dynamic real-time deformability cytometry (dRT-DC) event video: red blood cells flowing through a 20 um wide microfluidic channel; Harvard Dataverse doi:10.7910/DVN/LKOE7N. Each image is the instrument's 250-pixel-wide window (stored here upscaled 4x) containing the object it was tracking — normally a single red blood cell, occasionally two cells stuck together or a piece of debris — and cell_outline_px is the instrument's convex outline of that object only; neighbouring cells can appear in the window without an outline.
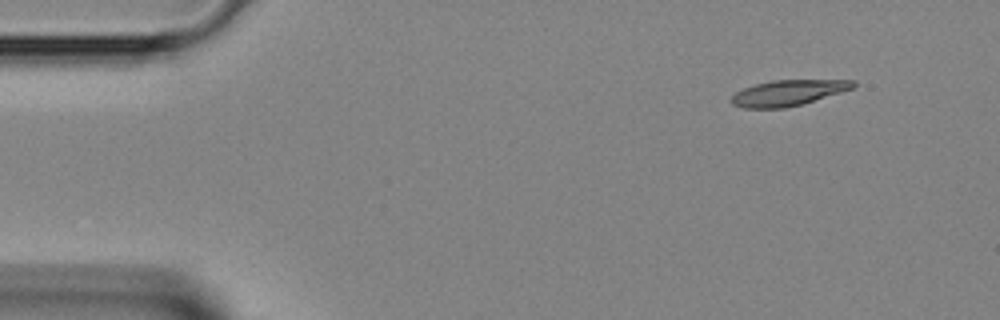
{"species": "Egyptian fruit bat (a non-hibernating species)", "species_latin": "Rousettus aegyptiacus", "temperature_condition": "room temperature", "stored_images_in_passage": 37, "camera_frame_rate_fps": 3000, "um_per_image_px": 0.085, "animal": {"sex": "female"}, "frame": {"image": 1, "passage_image": 1, "time_ms": 0.0, "image_size_px": [1000, 320], "cell_outline_px": [[856, 88], [804, 104], [784, 108], [744, 108], [732, 104], [728, 100], [736, 92], [744, 88], [756, 84], [772, 80], [856, 80]], "centroid_in_image_um": [67.03, 7.9], "position_along_channel_um": 18.0, "area_um2": 18.5}}
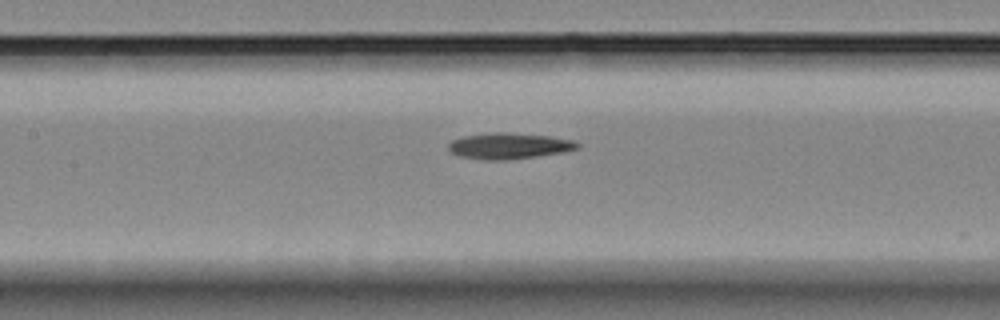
{"frame": {"image": 2, "passage_image": 16, "time_ms": 5.0, "image_size_px": [1000, 320], "cell_outline_px": [[580, 148], [564, 152], [508, 160], [484, 160], [460, 156], [452, 152], [448, 148], [448, 144], [452, 140], [460, 136], [492, 132], [500, 132], [548, 136], [576, 140], [580, 144]], "centroid_in_image_um": [43.28, 12.4], "position_along_channel_um": 164.1, "area_um2": 19.65}}
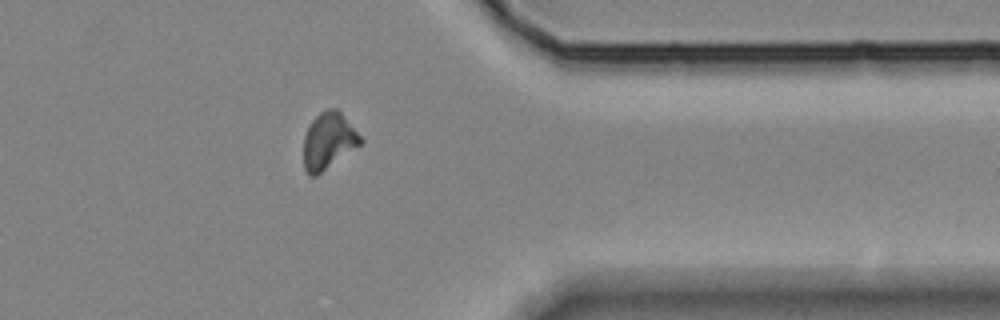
{"frame": {"image": 3, "passage_image": 31, "time_ms": 10.0, "image_size_px": [1000, 320], "cell_outline_px": [[364, 140], [360, 144], [316, 176], [308, 176], [304, 168], [304, 136], [312, 120], [320, 112], [328, 108], [336, 108], [340, 112]], "centroid_in_image_um": [27.89, 11.98], "position_along_channel_um": 383.5, "area_um2": 18.38}}